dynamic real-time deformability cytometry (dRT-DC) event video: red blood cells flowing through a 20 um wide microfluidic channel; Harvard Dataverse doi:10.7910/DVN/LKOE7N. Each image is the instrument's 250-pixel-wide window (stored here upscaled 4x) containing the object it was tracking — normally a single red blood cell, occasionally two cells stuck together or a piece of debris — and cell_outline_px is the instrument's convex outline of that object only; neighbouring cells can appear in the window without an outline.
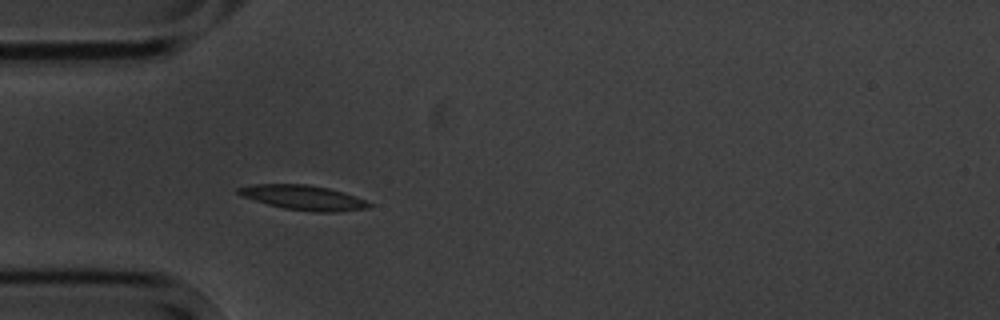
{"species": "common noctule bat (a hibernating species)", "species_latin": "Nyctalus noctula", "temperature_condition": "cold", "stored_images_in_passage": 4, "camera_frame_rate_fps": 3000, "um_per_image_px": 0.085, "animal": {"sex": "male", "body_mass_g": 20.1, "forearm_length_mm": 53.5}, "frame": {"image": 1, "passage_image": 4, "time_ms": 3.667, "image_size_px": [1000, 320], "cell_outline_px": [[372, 204], [368, 208], [336, 212], [316, 212], [284, 208], [268, 204], [244, 196], [236, 192], [236, 188], [252, 184], [308, 184], [328, 188], [344, 192], [364, 200]], "centroid_in_image_um": [25.79, 16.79], "position_along_channel_um": 59.2, "area_um2": 18.61}}